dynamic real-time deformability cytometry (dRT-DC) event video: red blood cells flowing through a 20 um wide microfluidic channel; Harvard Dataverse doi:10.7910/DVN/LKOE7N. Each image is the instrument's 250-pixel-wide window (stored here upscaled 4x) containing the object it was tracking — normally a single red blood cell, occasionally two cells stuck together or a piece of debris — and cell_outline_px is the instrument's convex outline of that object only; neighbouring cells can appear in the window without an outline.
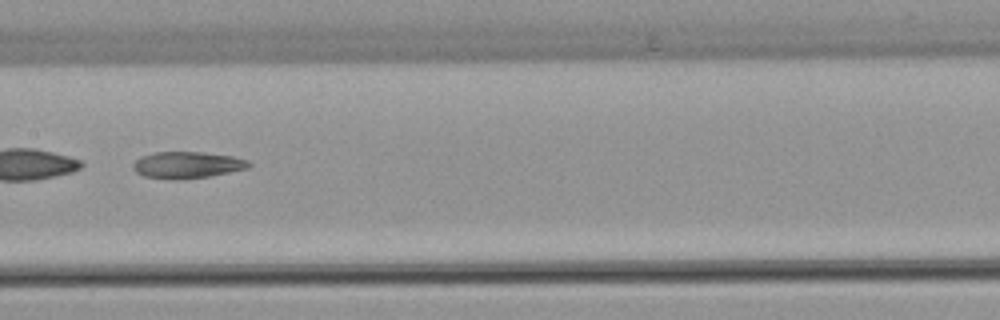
{"species": "common noctule bat (a hibernating species)", "species_latin": "Nyctalus noctula", "temperature_condition": "warm", "stored_images_in_passage": 43, "segment_of_instrument_passage": [2, 2], "camera_frame_rate_fps": 3000, "um_per_image_px": 0.085, "animal": {"sex": "female", "body_mass_g": 22.7, "forearm_length_mm": 54.2}, "frame": {"image": 1, "passage_image": 18, "time_ms": 5.667, "image_size_px": [1000, 320], "cell_outline_px": [[252, 164], [248, 168], [208, 176], [144, 176], [136, 172], [132, 168], [132, 164], [140, 156], [156, 152], [204, 152], [232, 156], [248, 160]], "centroid_in_image_um": [15.94, 13.95], "position_along_channel_um": 191.5, "area_um2": 16.99}}
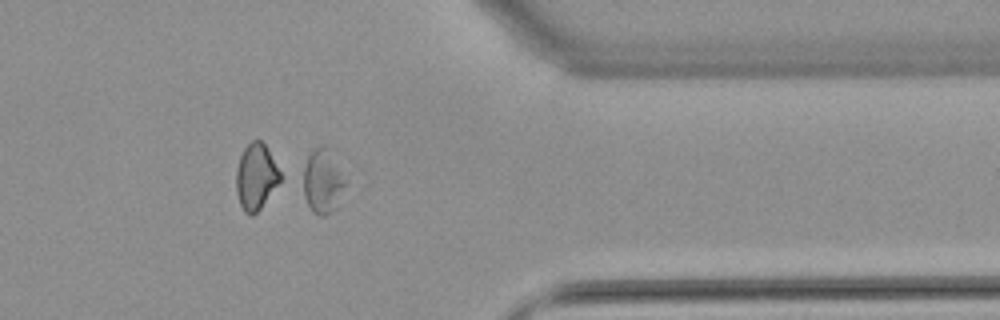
{"frame": {"image": 2, "passage_image": 34, "time_ms": 11.0, "image_size_px": [1000, 320], "cell_outline_px": [[348, 184], [336, 208], [332, 212], [324, 216], [320, 216], [312, 212], [304, 196], [296, 176], [308, 156], [316, 148], [324, 144], [332, 148]], "centroid_in_image_um": [27.39, 15.37], "position_along_channel_um": 384.0, "area_um2": 17.34}}